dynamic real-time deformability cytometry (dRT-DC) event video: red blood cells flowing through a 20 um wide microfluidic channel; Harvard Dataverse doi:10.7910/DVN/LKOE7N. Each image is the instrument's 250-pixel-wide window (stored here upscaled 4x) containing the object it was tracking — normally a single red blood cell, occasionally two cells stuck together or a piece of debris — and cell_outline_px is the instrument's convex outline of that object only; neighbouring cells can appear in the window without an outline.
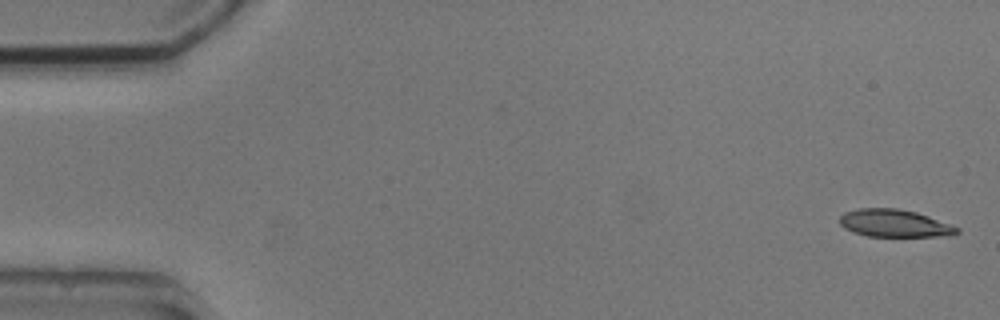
{"species": "common noctule bat (a hibernating species)", "species_latin": "Nyctalus noctula", "temperature_condition": "cold", "stored_images_in_passage": 5, "camera_frame_rate_fps": 3000, "um_per_image_px": 0.085, "animal": {"sex": "male", "body_mass_g": 20.5, "forearm_length_mm": 52.5}, "frame": {"image": 1, "passage_image": 1, "time_ms": 0.0, "image_size_px": [1000, 320], "cell_outline_px": [[960, 232], [952, 236], [868, 236], [852, 232], [844, 228], [840, 224], [840, 216], [844, 212], [856, 208], [896, 208], [916, 212], [952, 224], [960, 228]], "centroid_in_image_um": [76.05, 18.98], "position_along_channel_um": 9.0, "area_um2": 19.02}}
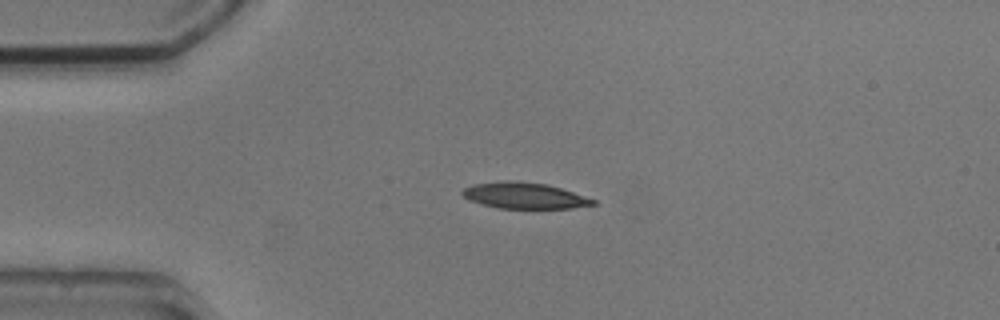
{"frame": {"image": 2, "passage_image": 4, "time_ms": 3.667, "image_size_px": [1000, 320], "cell_outline_px": [[596, 204], [572, 208], [496, 208], [468, 200], [460, 192], [464, 188], [472, 184], [504, 180], [544, 184], [560, 188], [596, 200]], "centroid_in_image_um": [44.52, 16.63], "position_along_channel_um": 40.5, "area_um2": 19.65}}